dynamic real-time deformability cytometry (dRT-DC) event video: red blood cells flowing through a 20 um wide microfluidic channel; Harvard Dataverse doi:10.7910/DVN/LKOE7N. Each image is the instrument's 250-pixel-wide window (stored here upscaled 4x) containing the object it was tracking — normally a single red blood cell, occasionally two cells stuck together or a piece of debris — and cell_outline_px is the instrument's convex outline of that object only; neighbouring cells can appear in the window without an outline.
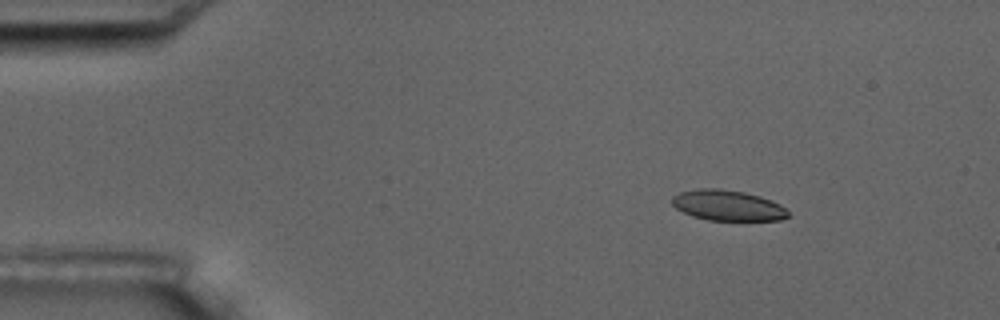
{"species": "common noctule bat (a hibernating species)", "species_latin": "Nyctalus noctula", "temperature_condition": "room temperature", "stored_images_in_passage": 5, "camera_frame_rate_fps": 3000, "um_per_image_px": 0.085, "animal": {"sex": "male", "body_mass_g": 17.5, "forearm_length_mm": 52.3}, "frame": {"image": 1, "passage_image": 1, "time_ms": 0.0, "image_size_px": [1000, 320], "cell_outline_px": [[788, 216], [780, 220], [708, 220], [692, 216], [676, 208], [672, 204], [672, 196], [680, 192], [700, 188], [720, 188], [744, 192], [760, 196], [780, 204], [788, 212]], "centroid_in_image_um": [61.83, 17.45], "position_along_channel_um": 23.2, "area_um2": 20.58}}